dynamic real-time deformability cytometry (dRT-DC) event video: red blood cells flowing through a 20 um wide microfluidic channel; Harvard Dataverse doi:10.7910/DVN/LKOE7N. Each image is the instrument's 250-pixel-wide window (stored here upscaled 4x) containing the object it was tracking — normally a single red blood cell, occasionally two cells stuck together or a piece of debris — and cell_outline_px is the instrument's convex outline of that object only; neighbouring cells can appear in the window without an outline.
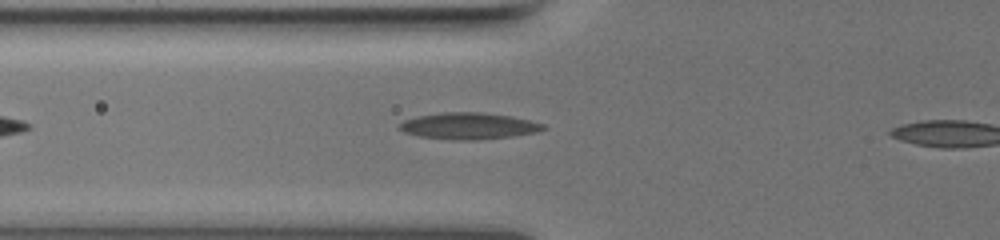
{"species": "common noctule bat (a hibernating species)", "species_latin": "Nyctalus noctula", "temperature_condition": "warm", "stored_images_in_passage": 38, "camera_frame_rate_fps": 3000, "um_per_image_px": 0.085, "animal": {"sex": "female", "body_mass_g": 19.5, "forearm_length_mm": 54.1}, "frame": {"image": 1, "passage_image": 7, "time_ms": 2.0, "image_size_px": [1000, 240], "cell_outline_px": [[548, 128], [536, 132], [512, 136], [480, 140], [452, 140], [420, 136], [404, 132], [396, 128], [404, 120], [416, 116], [444, 112], [480, 112], [508, 116], [528, 120], [544, 124]], "centroid_in_image_um": [39.81, 10.71], "position_along_channel_um": 86.0, "area_um2": 22.2}}
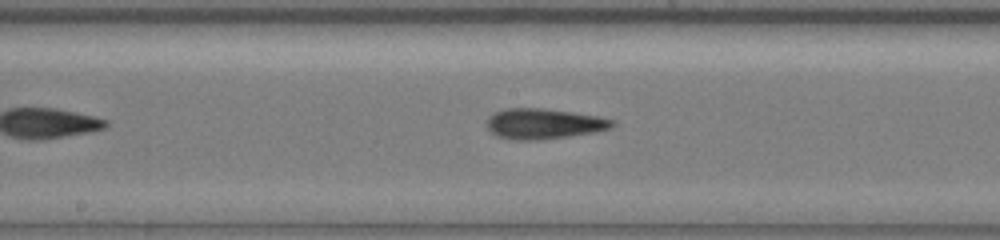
{"frame": {"image": 2, "passage_image": 17, "time_ms": 5.333, "image_size_px": [1000, 240], "cell_outline_px": [[616, 124], [612, 128], [596, 132], [540, 140], [512, 140], [496, 136], [484, 124], [488, 116], [492, 112], [508, 108], [540, 108], [572, 112], [596, 116], [612, 120]], "centroid_in_image_um": [46.16, 10.52], "position_along_channel_um": 202.0, "area_um2": 22.43}}
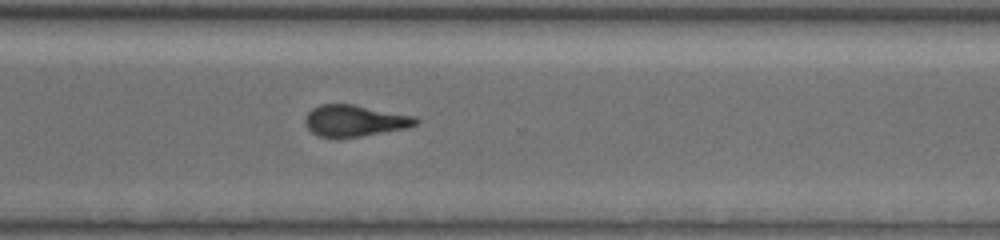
{"frame": {"image": 3, "passage_image": 29, "time_ms": 9.333, "image_size_px": [1000, 240], "cell_outline_px": [[420, 124], [408, 128], [336, 140], [320, 136], [312, 132], [304, 124], [304, 120], [308, 112], [312, 108], [320, 104], [352, 104], [416, 116], [420, 120]], "centroid_in_image_um": [30.16, 10.28], "position_along_channel_um": 340.4, "area_um2": 20.75}, "authors_computed_cell_mechanics": {"area_um2": 21.4727, "velocity_mm_per_s": 3.4717, "shape_relaxation_time_tau1_ms": 7.0387, "shape_relaxation_time_tau2_ms": 2.5257, "deformation_change_tau1": 0.1787, "deformation_change_tau2": 0.1138}}